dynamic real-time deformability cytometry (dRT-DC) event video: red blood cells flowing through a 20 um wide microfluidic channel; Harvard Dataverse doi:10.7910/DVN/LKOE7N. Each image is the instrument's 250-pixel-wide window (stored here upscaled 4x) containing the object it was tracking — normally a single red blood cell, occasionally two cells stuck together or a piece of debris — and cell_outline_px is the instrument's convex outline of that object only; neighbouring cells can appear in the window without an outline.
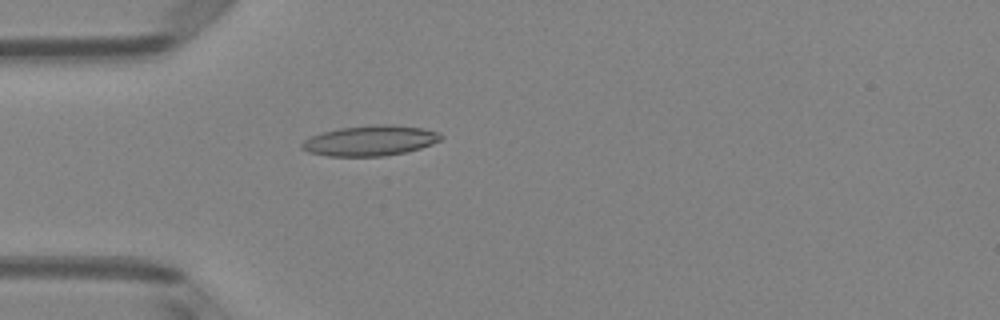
{"species": "Egyptian fruit bat (a non-hibernating species)", "species_latin": "Rousettus aegyptiacus", "temperature_condition": "room temperature", "stored_images_in_passage": 5, "camera_frame_rate_fps": 3000, "um_per_image_px": 0.085, "animal": {"sex": "female"}, "frame": {"image": 1, "passage_image": 5, "time_ms": 1.333, "image_size_px": [1000, 320], "cell_outline_px": [[444, 136], [440, 140], [432, 144], [420, 148], [404, 152], [384, 156], [328, 156], [308, 152], [300, 148], [300, 144], [304, 140], [312, 136], [324, 132], [340, 128], [372, 124], [392, 124], [424, 128], [440, 132]], "centroid_in_image_um": [31.49, 11.94], "position_along_channel_um": 53.5, "area_um2": 24.68}}